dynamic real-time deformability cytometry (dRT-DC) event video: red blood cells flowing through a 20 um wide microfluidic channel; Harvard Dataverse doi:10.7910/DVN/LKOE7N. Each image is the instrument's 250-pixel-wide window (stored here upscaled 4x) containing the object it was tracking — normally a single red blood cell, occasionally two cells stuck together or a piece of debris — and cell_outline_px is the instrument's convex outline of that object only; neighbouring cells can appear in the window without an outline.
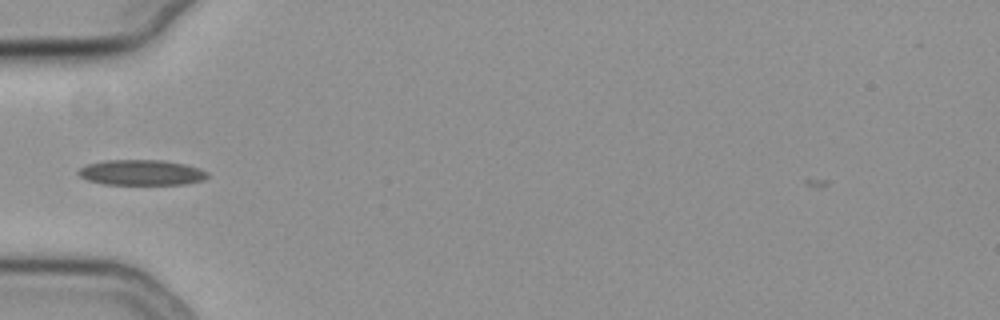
{"species": "common noctule bat (a hibernating species)", "species_latin": "Nyctalus noctula", "temperature_condition": "cold", "stored_images_in_passage": 38, "camera_frame_rate_fps": 3000, "um_per_image_px": 0.085, "animal": {"sex": "female", "body_mass_g": 19.3, "forearm_length_mm": 54.1}, "frame": {"image": 1, "passage_image": 3, "time_ms": 0.667, "image_size_px": [1000, 320], "cell_outline_px": [[208, 176], [204, 180], [184, 184], [104, 184], [88, 180], [80, 176], [76, 172], [80, 168], [88, 164], [104, 160], [160, 160], [184, 164], [200, 168], [208, 172]], "centroid_in_image_um": [12.03, 14.66], "position_along_channel_um": 73.0, "area_um2": 19.07}}
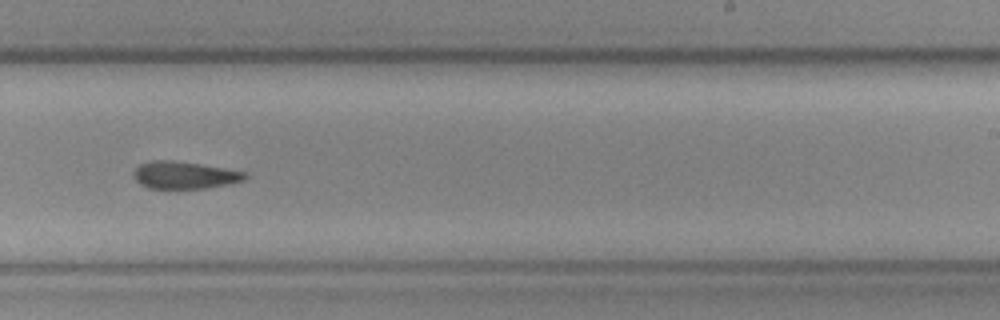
{"frame": {"image": 2, "passage_image": 19, "time_ms": 6.0, "image_size_px": [1000, 320], "cell_outline_px": [[248, 176], [244, 180], [228, 184], [204, 188], [148, 188], [140, 184], [132, 176], [132, 172], [140, 164], [152, 160], [168, 160], [200, 164], [248, 172]], "centroid_in_image_um": [15.67, 14.88], "position_along_channel_um": 273.3, "area_um2": 17.69}}
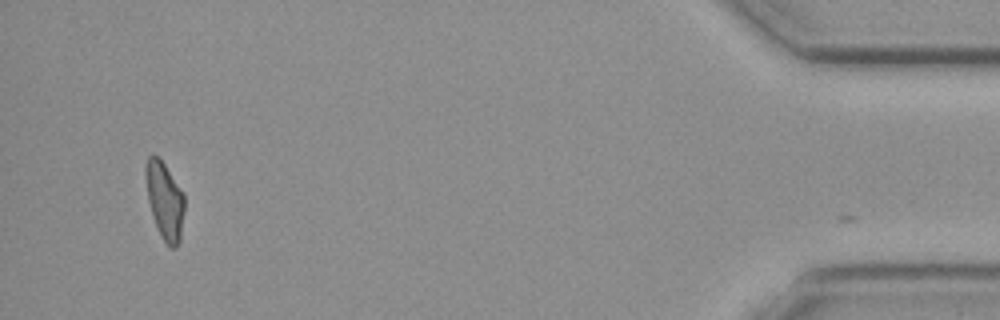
{"frame": {"image": 3, "passage_image": 37, "time_ms": 12.0, "image_size_px": [1000, 320], "cell_outline_px": [[184, 212], [180, 240], [176, 248], [168, 248], [160, 236], [152, 216], [148, 200], [144, 176], [144, 164], [148, 156], [156, 156], [164, 164], [184, 192]], "centroid_in_image_um": [13.99, 17.08], "position_along_channel_um": 421.2, "area_um2": 17.8}, "authors_computed_cell_mechanics": {"area_um2": 18.4093, "velocity_mm_per_s": 3.7656, "shape_relaxation_time_tau1_ms": 9.3091, "shape_relaxation_time_tau2_ms": 4.7997, "deformation_change_tau1": 0.1825, "deformation_change_tau2": 0.1243}}